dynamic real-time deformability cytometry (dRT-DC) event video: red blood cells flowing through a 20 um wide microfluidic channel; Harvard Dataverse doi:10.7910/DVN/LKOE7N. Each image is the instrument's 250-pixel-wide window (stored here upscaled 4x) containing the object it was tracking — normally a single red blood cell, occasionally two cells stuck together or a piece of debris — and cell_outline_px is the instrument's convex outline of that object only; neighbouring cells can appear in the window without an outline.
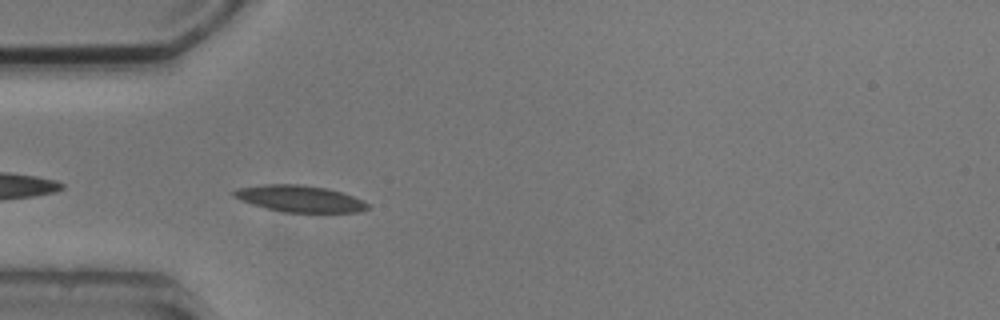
{"species": "common noctule bat (a hibernating species)", "species_latin": "Nyctalus noctula", "temperature_condition": "cold", "stored_images_in_passage": 6, "camera_frame_rate_fps": 3000, "um_per_image_px": 0.085, "animal": {"sex": "male", "body_mass_g": 20.5, "forearm_length_mm": 52.5}, "frame": {"image": 1, "passage_image": 4, "time_ms": 3.333, "image_size_px": [1000, 320], "cell_outline_px": [[368, 208], [360, 212], [284, 212], [252, 204], [240, 200], [232, 196], [232, 192], [236, 188], [264, 184], [300, 184], [328, 188], [352, 196], [368, 204]], "centroid_in_image_um": [25.42, 16.88], "position_along_channel_um": 59.6, "area_um2": 20.58}}